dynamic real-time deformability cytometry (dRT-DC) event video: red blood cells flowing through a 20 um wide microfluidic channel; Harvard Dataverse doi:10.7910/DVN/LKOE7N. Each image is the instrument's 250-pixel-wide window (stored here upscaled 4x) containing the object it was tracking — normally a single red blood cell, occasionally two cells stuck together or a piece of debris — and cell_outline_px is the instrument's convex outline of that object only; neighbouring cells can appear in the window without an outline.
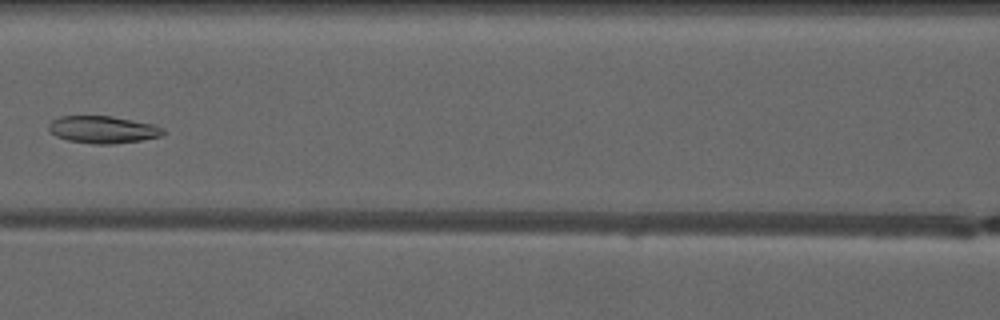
{"species": "common noctule bat (a hibernating species)", "species_latin": "Nyctalus noctula", "temperature_condition": "warm", "stored_images_in_passage": 7, "camera_frame_rate_fps": 3000, "um_per_image_px": 0.085, "animal": {"sex": "male", "forearm_length_mm": 52.5}, "frame": {"image": 1, "passage_image": 6, "time_ms": 7.333, "image_size_px": [1000, 320], "cell_outline_px": [[164, 132], [160, 136], [140, 140], [112, 144], [92, 144], [68, 140], [56, 136], [48, 128], [48, 124], [52, 120], [60, 116], [112, 116], [152, 124], [164, 128]], "centroid_in_image_um": [8.72, 11.01], "position_along_channel_um": 157.9, "area_um2": 18.03}}
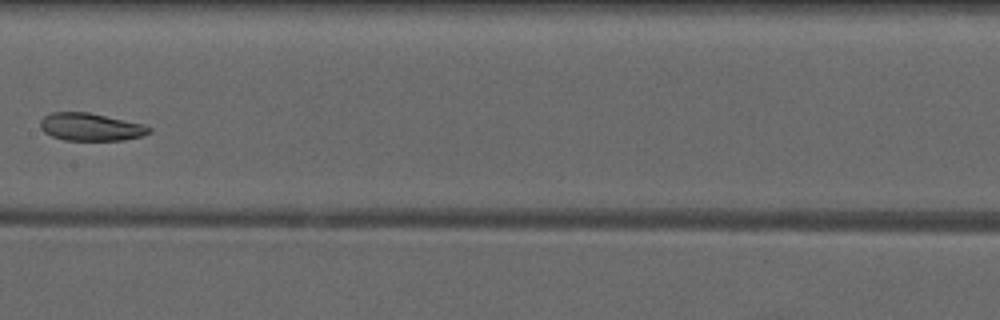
{"frame": {"image": 2, "passage_image": 7, "time_ms": 8.333, "image_size_px": [1000, 320], "cell_outline_px": [[152, 132], [140, 136], [124, 140], [64, 140], [52, 136], [44, 132], [40, 128], [40, 120], [44, 116], [52, 112], [88, 112], [144, 124], [152, 128]], "centroid_in_image_um": [7.7, 10.79], "position_along_channel_um": 199.7, "area_um2": 17.57}}